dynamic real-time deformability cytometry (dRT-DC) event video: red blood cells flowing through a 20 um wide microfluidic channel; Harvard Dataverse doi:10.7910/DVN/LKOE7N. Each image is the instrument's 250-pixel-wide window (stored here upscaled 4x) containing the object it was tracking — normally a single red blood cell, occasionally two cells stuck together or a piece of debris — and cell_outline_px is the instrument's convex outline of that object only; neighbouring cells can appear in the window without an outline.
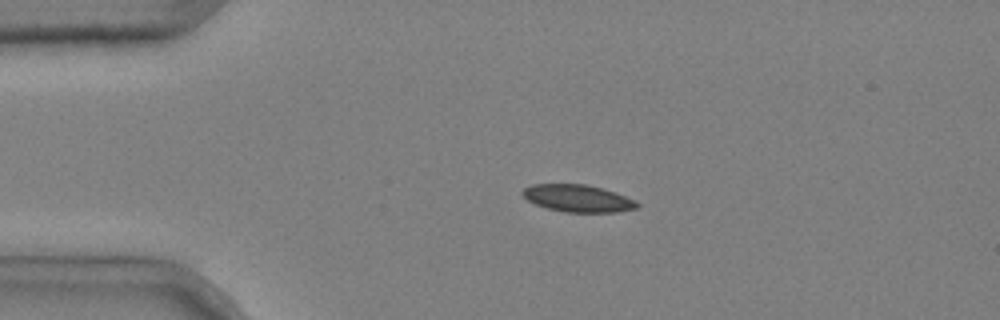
{"species": "common noctule bat (a hibernating species)", "species_latin": "Nyctalus noctula", "temperature_condition": "cold", "stored_images_in_passage": 4, "camera_frame_rate_fps": 3000, "um_per_image_px": 0.085, "animal": {"sex": "male", "body_mass_g": 20.4}, "frame": {"image": 1, "passage_image": 3, "time_ms": 0.667, "image_size_px": [1000, 320], "cell_outline_px": [[640, 204], [636, 208], [616, 212], [564, 212], [548, 208], [536, 204], [528, 200], [520, 192], [524, 188], [532, 184], [588, 184], [616, 192], [636, 200]], "centroid_in_image_um": [49.14, 16.85], "position_along_channel_um": 35.9, "area_um2": 18.21}}